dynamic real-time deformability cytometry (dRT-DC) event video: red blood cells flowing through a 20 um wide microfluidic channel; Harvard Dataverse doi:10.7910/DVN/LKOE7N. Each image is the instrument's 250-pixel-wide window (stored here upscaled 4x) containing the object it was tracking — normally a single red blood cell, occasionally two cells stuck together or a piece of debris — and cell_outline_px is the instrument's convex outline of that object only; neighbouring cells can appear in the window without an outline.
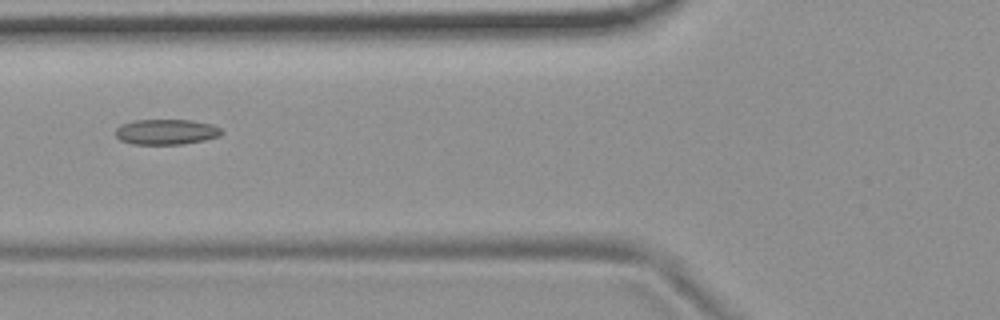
{"species": "common noctule bat (a hibernating species)", "species_latin": "Nyctalus noctula", "temperature_condition": "room temperature", "stored_images_in_passage": 7, "camera_frame_rate_fps": 3000, "um_per_image_px": 0.085, "animal": {"sex": "female", "body_mass_g": 19.9}, "frame": {"image": 1, "passage_image": 4, "time_ms": 1.0, "image_size_px": [1000, 320], "cell_outline_px": [[224, 132], [220, 136], [204, 140], [184, 144], [132, 144], [120, 140], [116, 136], [116, 128], [120, 124], [136, 120], [192, 120], [212, 124], [220, 128]], "centroid_in_image_um": [14.14, 11.21], "position_along_channel_um": 111.7, "area_um2": 15.78}}
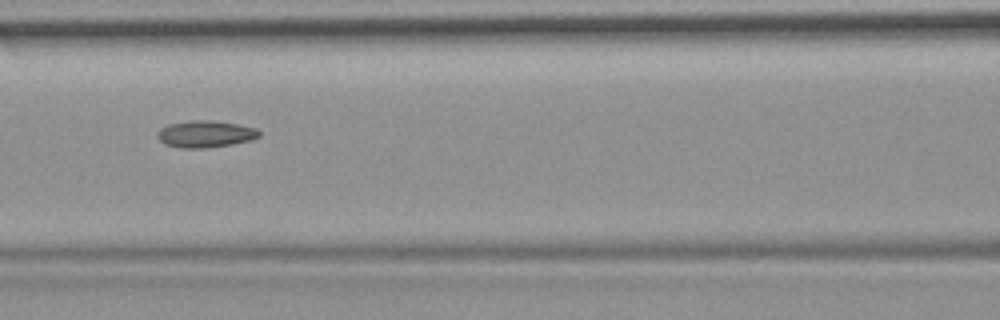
{"frame": {"image": 2, "passage_image": 5, "time_ms": 1.333, "image_size_px": [1000, 320], "cell_outline_px": [[260, 136], [252, 140], [232, 144], [200, 148], [180, 148], [164, 144], [156, 136], [156, 132], [160, 128], [168, 124], [192, 120], [212, 120], [236, 124], [256, 128], [260, 132]], "centroid_in_image_um": [17.43, 11.39], "position_along_channel_um": 149.2, "area_um2": 15.95}}